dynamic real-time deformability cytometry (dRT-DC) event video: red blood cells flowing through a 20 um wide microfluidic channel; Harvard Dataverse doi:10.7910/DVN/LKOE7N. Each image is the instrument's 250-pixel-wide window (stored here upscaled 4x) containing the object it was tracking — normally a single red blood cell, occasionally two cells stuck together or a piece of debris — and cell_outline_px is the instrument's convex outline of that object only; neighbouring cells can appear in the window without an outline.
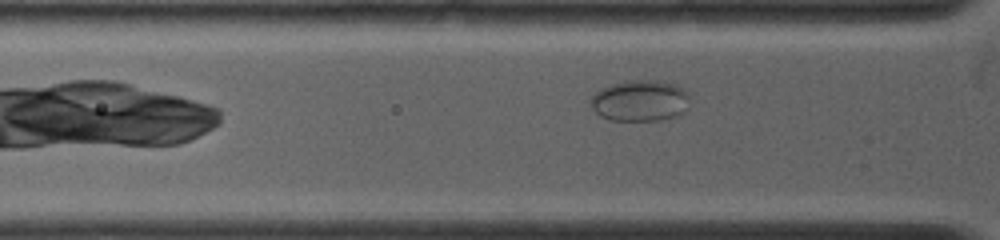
{"species": "common noctule bat (a hibernating species)", "species_latin": "Nyctalus noctula", "temperature_condition": "warm", "stored_images_in_passage": 11, "camera_frame_rate_fps": 5000, "um_per_image_px": 0.085, "animal": {"sex": "female", "body_mass_g": 19.0, "forearm_length_mm": 53.3}, "frame": {"image": 1, "passage_image": 8, "time_ms": 1.4, "image_size_px": [1000, 240], "cell_outline_px": [[688, 108], [684, 112], [676, 116], [660, 120], [608, 120], [600, 116], [592, 108], [592, 96], [600, 88], [612, 84], [628, 80], [656, 80], [676, 84], [684, 88], [688, 92]], "centroid_in_image_um": [54.43, 8.55], "position_along_channel_um": 71.4, "area_um2": 23.93}}